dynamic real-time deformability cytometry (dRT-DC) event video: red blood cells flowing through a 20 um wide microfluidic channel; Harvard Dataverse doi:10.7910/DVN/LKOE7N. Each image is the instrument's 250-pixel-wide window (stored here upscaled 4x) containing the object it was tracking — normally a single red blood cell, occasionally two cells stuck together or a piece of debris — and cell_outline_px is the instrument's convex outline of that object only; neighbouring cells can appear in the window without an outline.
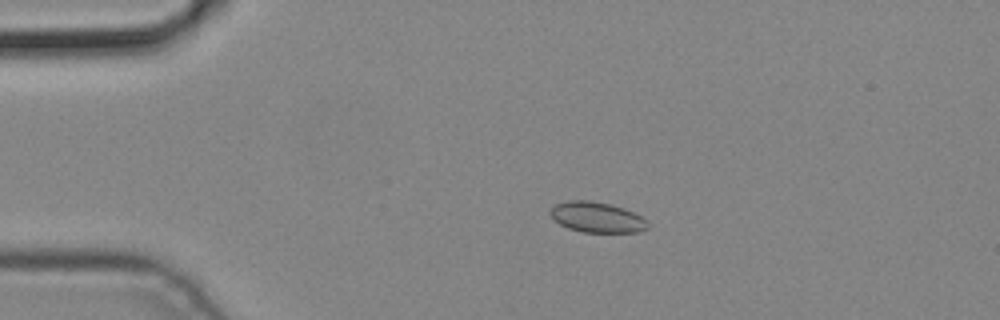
{"species": "common noctule bat (a hibernating species)", "species_latin": "Nyctalus noctula", "temperature_condition": "cold", "stored_images_in_passage": 2, "camera_frame_rate_fps": 3000, "um_per_image_px": 0.085, "animal": {"sex": "male", "body_mass_g": 19.2, "forearm_length_mm": 51.8}, "frame": {"image": 1, "passage_image": 1, "time_ms": 0.0, "image_size_px": [1000, 320], "cell_outline_px": [[648, 228], [640, 232], [584, 232], [568, 228], [560, 224], [548, 212], [556, 204], [568, 200], [588, 200], [608, 204], [624, 208], [648, 220]], "centroid_in_image_um": [50.75, 18.47], "position_along_channel_um": 34.2, "area_um2": 17.17}}